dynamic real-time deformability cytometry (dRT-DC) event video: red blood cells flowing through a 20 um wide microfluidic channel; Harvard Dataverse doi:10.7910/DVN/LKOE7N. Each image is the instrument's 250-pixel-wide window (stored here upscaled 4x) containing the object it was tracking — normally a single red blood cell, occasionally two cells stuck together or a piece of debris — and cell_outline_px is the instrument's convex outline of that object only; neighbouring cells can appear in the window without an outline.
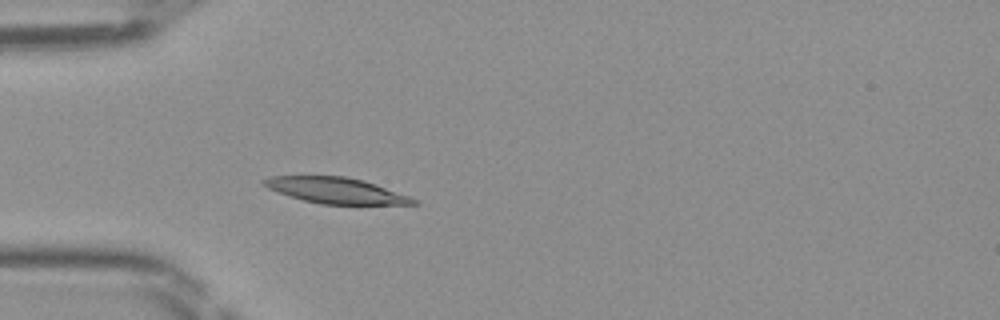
{"species": "Egyptian fruit bat (a non-hibernating species)", "species_latin": "Rousettus aegyptiacus", "temperature_condition": "room temperature", "stored_images_in_passage": 45, "camera_frame_rate_fps": 3000, "um_per_image_px": 0.085, "frame": {"image": 1, "passage_image": 11, "time_ms": 3.333, "image_size_px": [1000, 320], "cell_outline_px": [[420, 204], [320, 204], [304, 200], [276, 192], [260, 184], [260, 180], [272, 176], [344, 176], [364, 180], [376, 184], [408, 196], [416, 200]], "centroid_in_image_um": [28.49, 16.18], "position_along_channel_um": 56.5, "area_um2": 22.43}}
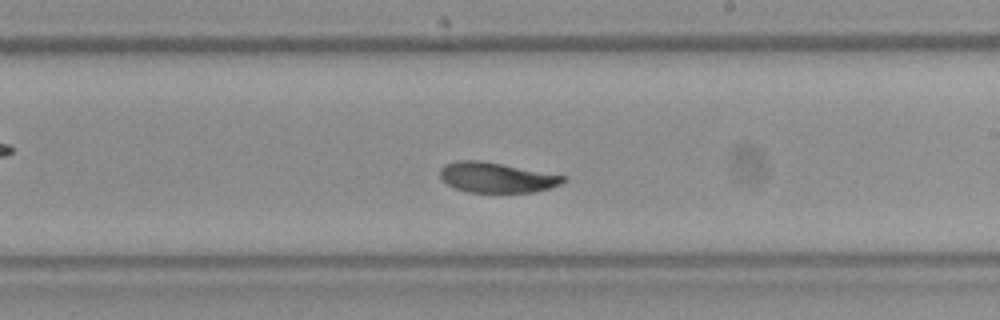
{"frame": {"image": 2, "passage_image": 25, "time_ms": 8.0, "image_size_px": [1000, 320], "cell_outline_px": [[568, 180], [560, 184], [536, 192], [468, 192], [456, 188], [448, 184], [440, 176], [440, 168], [444, 164], [456, 160], [480, 160], [568, 176]], "centroid_in_image_um": [42.23, 15.08], "position_along_channel_um": 246.8, "area_um2": 21.68}}
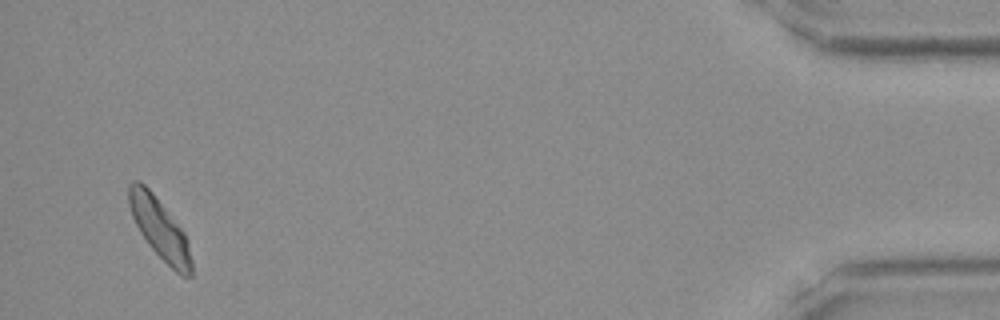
{"frame": {"image": 3, "passage_image": 43, "time_ms": 14.0, "image_size_px": [1000, 320], "cell_outline_px": [[192, 276], [180, 276], [148, 244], [140, 232], [132, 216], [128, 204], [128, 184], [132, 180], [140, 180], [152, 192], [184, 232], [188, 240], [192, 260]], "centroid_in_image_um": [13.57, 19.42], "position_along_channel_um": 421.6, "area_um2": 21.96}}